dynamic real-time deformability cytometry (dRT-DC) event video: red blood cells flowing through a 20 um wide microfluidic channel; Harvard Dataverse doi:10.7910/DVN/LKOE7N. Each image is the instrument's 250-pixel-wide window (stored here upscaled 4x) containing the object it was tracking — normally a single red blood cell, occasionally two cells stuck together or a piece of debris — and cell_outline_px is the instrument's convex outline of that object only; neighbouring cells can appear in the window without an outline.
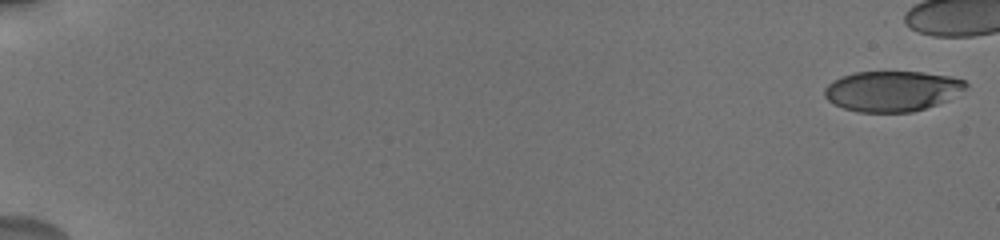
{"species": "human", "species_latin": "Homo sapiens", "temperature_condition": "cold", "stored_images_in_passage": 31, "camera_frame_rate_fps": 3000, "um_per_image_px": 0.085, "donor": {"sex": "male"}, "frame": {"image": 1, "passage_image": 1, "time_ms": 0.0, "image_size_px": [1000, 240], "cell_outline_px": [[968, 84], [964, 88], [948, 100], [912, 112], [856, 112], [844, 108], [828, 100], [824, 96], [824, 88], [832, 80], [840, 76], [856, 72], [924, 72], [948, 76], [964, 80]], "centroid_in_image_um": [75.79, 7.73], "position_along_channel_um": 9.2, "area_um2": 33.12}}